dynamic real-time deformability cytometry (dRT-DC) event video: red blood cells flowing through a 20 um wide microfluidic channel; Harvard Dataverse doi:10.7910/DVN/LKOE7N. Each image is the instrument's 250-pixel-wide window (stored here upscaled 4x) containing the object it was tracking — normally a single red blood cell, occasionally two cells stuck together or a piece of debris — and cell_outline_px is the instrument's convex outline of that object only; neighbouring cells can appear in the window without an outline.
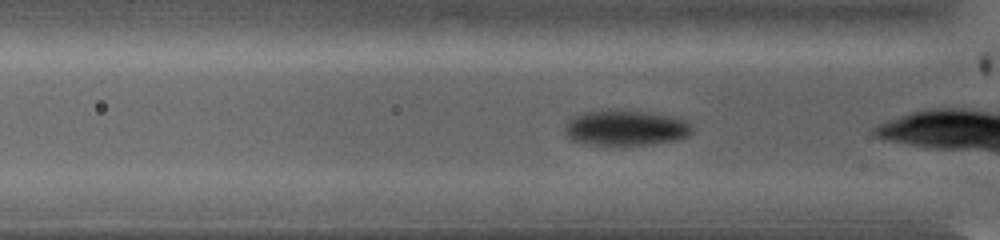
{"species": "common noctule bat (a hibernating species)", "species_latin": "Nyctalus noctula", "temperature_condition": "warm", "stored_images_in_passage": 64, "camera_frame_rate_fps": 5000, "um_per_image_px": 0.085, "animal": {"sex": "female", "body_mass_g": 19.0, "forearm_length_mm": 53.3}, "frame": {"image": 1, "passage_image": 5, "time_ms": 0.8, "image_size_px": [1000, 240], "cell_outline_px": [[692, 132], [688, 136], [676, 140], [652, 144], [584, 144], [572, 140], [564, 132], [564, 128], [568, 120], [572, 116], [584, 112], [600, 108], [616, 108], [652, 112], [672, 116], [684, 120], [692, 124]], "centroid_in_image_um": [53.15, 10.82], "position_along_channel_um": 72.6, "area_um2": 26.93}}
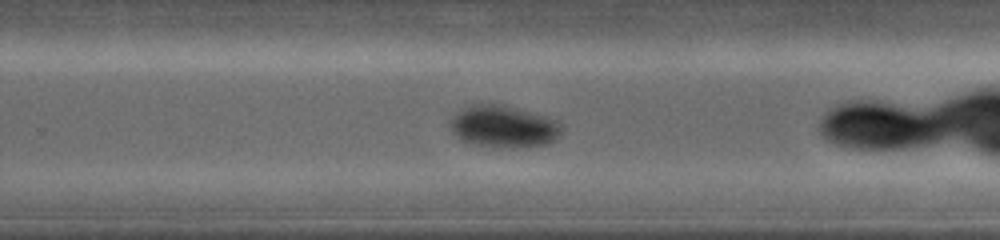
{"frame": {"image": 2, "passage_image": 32, "time_ms": 6.2, "image_size_px": [1000, 240], "cell_outline_px": [[564, 132], [560, 136], [548, 144], [528, 148], [500, 148], [472, 144], [460, 140], [452, 132], [448, 124], [452, 116], [464, 108], [480, 104], [500, 104], [544, 116], [556, 120], [560, 124]], "centroid_in_image_um": [42.81, 10.8], "position_along_channel_um": 287.0, "area_um2": 27.57}}
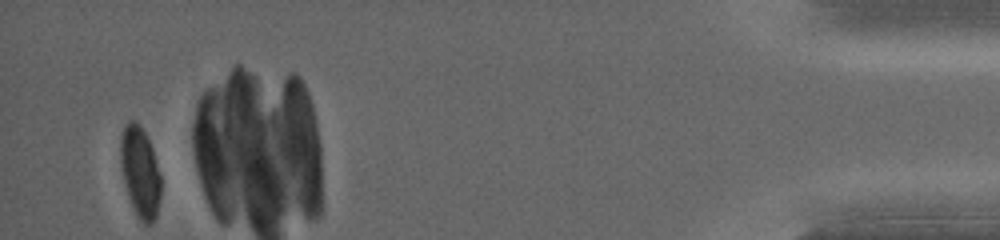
{"frame": {"image": 3, "passage_image": 64, "time_ms": 12.6, "image_size_px": [1000, 240], "cell_outline_px": [[160, 196], [156, 216], [152, 224], [144, 224], [140, 220], [132, 204], [124, 180], [120, 164], [120, 136], [128, 120], [136, 120], [140, 124], [152, 148], [160, 176]], "centroid_in_image_um": [11.9, 14.58], "position_along_channel_um": 423.3, "area_um2": 20.98}, "authors_computed_cell_mechanics": {"area_um2": 26.5302, "velocity_mm_per_s": 3.9784, "shape_relaxation_time_tau1_ms": 1.5159, "shape_relaxation_time_tau2_ms": null, "deformation_change_tau1": 0.1054, "deformation_change_tau2": null}}